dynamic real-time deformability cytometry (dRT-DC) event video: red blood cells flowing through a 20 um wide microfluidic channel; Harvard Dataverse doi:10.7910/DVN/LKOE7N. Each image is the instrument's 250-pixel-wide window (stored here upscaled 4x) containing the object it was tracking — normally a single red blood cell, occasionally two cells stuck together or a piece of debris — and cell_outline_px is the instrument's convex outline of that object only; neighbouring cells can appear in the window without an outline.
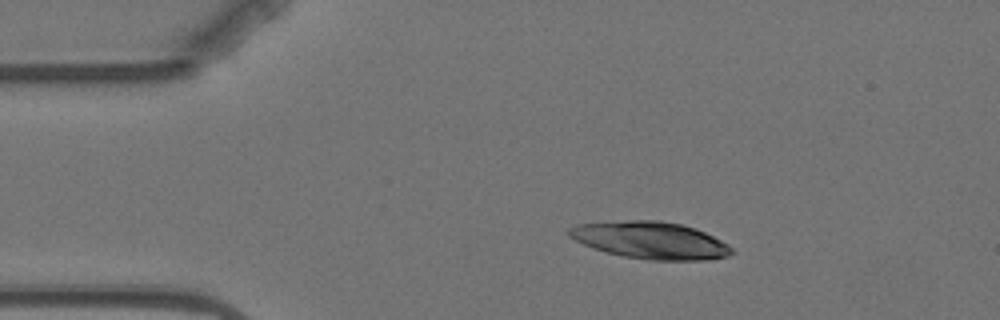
{"species": "Egyptian fruit bat (a non-hibernating species)", "species_latin": "Rousettus aegyptiacus", "temperature_condition": "warm", "stored_images_in_passage": 2, "camera_frame_rate_fps": 3000, "um_per_image_px": 0.085, "animal": {"sex": "female"}, "frame": {"image": 1, "passage_image": 2, "time_ms": 1.333, "image_size_px": [1000, 320], "cell_outline_px": [[736, 252], [728, 256], [708, 260], [648, 260], [624, 256], [604, 252], [592, 248], [568, 236], [564, 232], [568, 228], [576, 224], [628, 220], [660, 220], [680, 224], [696, 228], [728, 244]], "centroid_in_image_um": [55.27, 20.42], "position_along_channel_um": 29.7, "area_um2": 35.43}}